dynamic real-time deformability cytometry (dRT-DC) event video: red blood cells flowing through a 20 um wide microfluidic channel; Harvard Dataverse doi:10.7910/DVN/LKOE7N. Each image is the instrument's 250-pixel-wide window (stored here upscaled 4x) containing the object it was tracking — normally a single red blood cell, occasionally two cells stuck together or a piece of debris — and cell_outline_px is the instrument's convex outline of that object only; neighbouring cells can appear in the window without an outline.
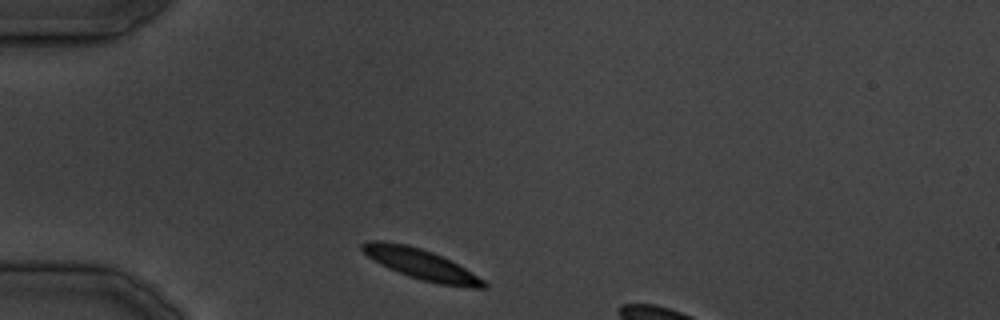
{"species": "common noctule bat (a hibernating species)", "species_latin": "Nyctalus noctula", "temperature_condition": "cold", "stored_images_in_passage": 6, "camera_frame_rate_fps": 3000, "um_per_image_px": 0.085, "animal": {"sex": "male", "body_mass_g": 19.5, "forearm_length_mm": 54.6}, "frame": {"image": 1, "passage_image": 1, "time_ms": 0.0, "image_size_px": [1000, 320], "cell_outline_px": [[488, 288], [472, 288], [440, 284], [408, 276], [388, 268], [380, 264], [368, 256], [360, 248], [360, 244], [368, 240], [384, 240], [408, 244], [432, 252], [464, 268], [484, 280], [488, 284]], "centroid_in_image_um": [35.75, 22.44], "position_along_channel_um": 49.3, "area_um2": 21.39}}